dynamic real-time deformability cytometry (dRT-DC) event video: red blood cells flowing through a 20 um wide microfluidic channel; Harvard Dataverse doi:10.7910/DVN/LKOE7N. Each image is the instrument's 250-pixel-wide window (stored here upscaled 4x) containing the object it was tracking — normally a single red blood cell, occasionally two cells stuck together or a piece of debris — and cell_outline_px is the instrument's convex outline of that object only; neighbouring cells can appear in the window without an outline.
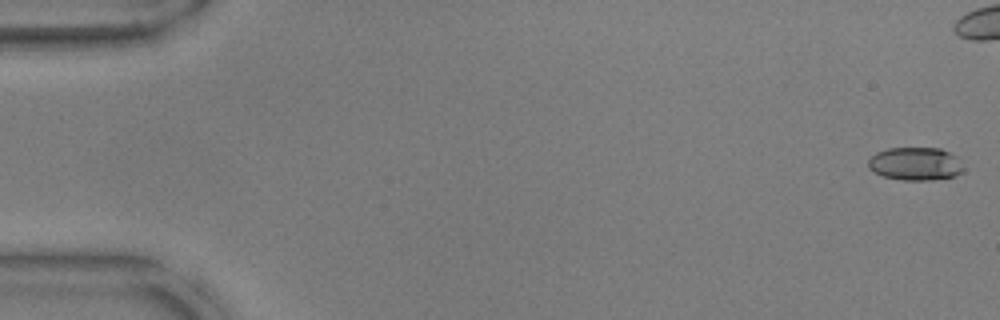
{"species": "common noctule bat (a hibernating species)", "species_latin": "Nyctalus noctula", "temperature_condition": "warm", "stored_images_in_passage": 24, "camera_frame_rate_fps": 3000, "um_per_image_px": 0.085, "animal": {"sex": "male", "body_mass_g": 17.9, "forearm_length_mm": 54.2}, "frame": {"image": 1, "passage_image": 1, "time_ms": 0.0, "image_size_px": [1000, 320], "cell_outline_px": [[964, 168], [956, 176], [932, 180], [904, 180], [884, 176], [868, 168], [868, 160], [876, 152], [888, 148], [940, 148], [956, 156]], "centroid_in_image_um": [77.81, 13.92], "position_along_channel_um": 7.2, "area_um2": 18.26}}